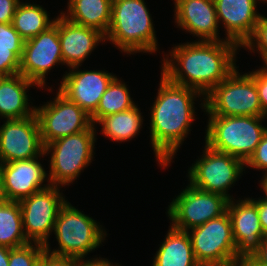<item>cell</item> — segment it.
<instances>
[{"mask_svg":"<svg viewBox=\"0 0 267 266\" xmlns=\"http://www.w3.org/2000/svg\"><path fill=\"white\" fill-rule=\"evenodd\" d=\"M197 40L172 47L169 55L163 57L160 74L174 84L196 89L206 96L238 68L236 54L241 47L225 39Z\"/></svg>","mask_w":267,"mask_h":266,"instance_id":"obj_1","label":"cell"},{"mask_svg":"<svg viewBox=\"0 0 267 266\" xmlns=\"http://www.w3.org/2000/svg\"><path fill=\"white\" fill-rule=\"evenodd\" d=\"M158 94L150 110V142L160 168H167L191 131L195 118L194 101L205 96L196 89L170 82L161 74Z\"/></svg>","mask_w":267,"mask_h":266,"instance_id":"obj_2","label":"cell"},{"mask_svg":"<svg viewBox=\"0 0 267 266\" xmlns=\"http://www.w3.org/2000/svg\"><path fill=\"white\" fill-rule=\"evenodd\" d=\"M152 21L144 0H112L111 23L105 40L128 55L155 53L158 40Z\"/></svg>","mask_w":267,"mask_h":266,"instance_id":"obj_3","label":"cell"},{"mask_svg":"<svg viewBox=\"0 0 267 266\" xmlns=\"http://www.w3.org/2000/svg\"><path fill=\"white\" fill-rule=\"evenodd\" d=\"M205 144L246 163L267 131L264 116H208Z\"/></svg>","mask_w":267,"mask_h":266,"instance_id":"obj_4","label":"cell"},{"mask_svg":"<svg viewBox=\"0 0 267 266\" xmlns=\"http://www.w3.org/2000/svg\"><path fill=\"white\" fill-rule=\"evenodd\" d=\"M53 233L59 248L51 250L50 244H45V251L73 259L87 257L88 253L101 246L108 235L99 222L76 209L69 201L61 207Z\"/></svg>","mask_w":267,"mask_h":266,"instance_id":"obj_5","label":"cell"},{"mask_svg":"<svg viewBox=\"0 0 267 266\" xmlns=\"http://www.w3.org/2000/svg\"><path fill=\"white\" fill-rule=\"evenodd\" d=\"M95 127L92 124L85 131L57 139L45 145V154H50L48 173L50 185L61 188L70 185L92 163L97 140Z\"/></svg>","mask_w":267,"mask_h":266,"instance_id":"obj_6","label":"cell"},{"mask_svg":"<svg viewBox=\"0 0 267 266\" xmlns=\"http://www.w3.org/2000/svg\"><path fill=\"white\" fill-rule=\"evenodd\" d=\"M237 69L205 96L208 116H264L255 80Z\"/></svg>","mask_w":267,"mask_h":266,"instance_id":"obj_7","label":"cell"},{"mask_svg":"<svg viewBox=\"0 0 267 266\" xmlns=\"http://www.w3.org/2000/svg\"><path fill=\"white\" fill-rule=\"evenodd\" d=\"M187 232L194 257L200 266H235L241 261L236 255L228 212Z\"/></svg>","mask_w":267,"mask_h":266,"instance_id":"obj_8","label":"cell"},{"mask_svg":"<svg viewBox=\"0 0 267 266\" xmlns=\"http://www.w3.org/2000/svg\"><path fill=\"white\" fill-rule=\"evenodd\" d=\"M203 155L188 169V182L202 191L217 193L232 200L228 190L241 178L245 163L227 153L204 145ZM232 185V186H231Z\"/></svg>","mask_w":267,"mask_h":266,"instance_id":"obj_9","label":"cell"},{"mask_svg":"<svg viewBox=\"0 0 267 266\" xmlns=\"http://www.w3.org/2000/svg\"><path fill=\"white\" fill-rule=\"evenodd\" d=\"M229 199L225 196L202 191L188 184L167 208L171 226L189 231L227 212Z\"/></svg>","mask_w":267,"mask_h":266,"instance_id":"obj_10","label":"cell"},{"mask_svg":"<svg viewBox=\"0 0 267 266\" xmlns=\"http://www.w3.org/2000/svg\"><path fill=\"white\" fill-rule=\"evenodd\" d=\"M59 186L49 185L19 201L23 231L30 243L49 244L61 207L67 202Z\"/></svg>","mask_w":267,"mask_h":266,"instance_id":"obj_11","label":"cell"},{"mask_svg":"<svg viewBox=\"0 0 267 266\" xmlns=\"http://www.w3.org/2000/svg\"><path fill=\"white\" fill-rule=\"evenodd\" d=\"M35 115L44 146L57 139L85 131L92 125L90 115L59 90L53 101L35 106Z\"/></svg>","mask_w":267,"mask_h":266,"instance_id":"obj_12","label":"cell"},{"mask_svg":"<svg viewBox=\"0 0 267 266\" xmlns=\"http://www.w3.org/2000/svg\"><path fill=\"white\" fill-rule=\"evenodd\" d=\"M57 64L64 65L58 27L55 24L24 41L19 74L34 82L40 89L47 85L46 75Z\"/></svg>","mask_w":267,"mask_h":266,"instance_id":"obj_13","label":"cell"},{"mask_svg":"<svg viewBox=\"0 0 267 266\" xmlns=\"http://www.w3.org/2000/svg\"><path fill=\"white\" fill-rule=\"evenodd\" d=\"M0 126V164L34 159L45 151L36 115L3 120Z\"/></svg>","mask_w":267,"mask_h":266,"instance_id":"obj_14","label":"cell"},{"mask_svg":"<svg viewBox=\"0 0 267 266\" xmlns=\"http://www.w3.org/2000/svg\"><path fill=\"white\" fill-rule=\"evenodd\" d=\"M79 67H72L63 75L58 90L91 116L116 75L105 70H81Z\"/></svg>","mask_w":267,"mask_h":266,"instance_id":"obj_15","label":"cell"},{"mask_svg":"<svg viewBox=\"0 0 267 266\" xmlns=\"http://www.w3.org/2000/svg\"><path fill=\"white\" fill-rule=\"evenodd\" d=\"M239 199L229 200L227 212L231 220L236 255L241 260H246L260 249L266 236L260 225L256 204L250 197Z\"/></svg>","mask_w":267,"mask_h":266,"instance_id":"obj_16","label":"cell"},{"mask_svg":"<svg viewBox=\"0 0 267 266\" xmlns=\"http://www.w3.org/2000/svg\"><path fill=\"white\" fill-rule=\"evenodd\" d=\"M1 164L3 190L6 200L20 201L50 185L48 173L40 163V157ZM44 184V182H46Z\"/></svg>","mask_w":267,"mask_h":266,"instance_id":"obj_17","label":"cell"},{"mask_svg":"<svg viewBox=\"0 0 267 266\" xmlns=\"http://www.w3.org/2000/svg\"><path fill=\"white\" fill-rule=\"evenodd\" d=\"M176 26L199 41H224L220 38L214 0H174Z\"/></svg>","mask_w":267,"mask_h":266,"instance_id":"obj_18","label":"cell"},{"mask_svg":"<svg viewBox=\"0 0 267 266\" xmlns=\"http://www.w3.org/2000/svg\"><path fill=\"white\" fill-rule=\"evenodd\" d=\"M58 27L63 63L69 68L81 66L101 42H106L100 31L76 24L61 13L55 18Z\"/></svg>","mask_w":267,"mask_h":266,"instance_id":"obj_19","label":"cell"},{"mask_svg":"<svg viewBox=\"0 0 267 266\" xmlns=\"http://www.w3.org/2000/svg\"><path fill=\"white\" fill-rule=\"evenodd\" d=\"M259 0H214L219 25H224L225 40L240 47L252 36L262 14L257 12Z\"/></svg>","mask_w":267,"mask_h":266,"instance_id":"obj_20","label":"cell"},{"mask_svg":"<svg viewBox=\"0 0 267 266\" xmlns=\"http://www.w3.org/2000/svg\"><path fill=\"white\" fill-rule=\"evenodd\" d=\"M34 82L21 74L0 77V118L5 120L24 119L35 114V106L29 105L28 89Z\"/></svg>","mask_w":267,"mask_h":266,"instance_id":"obj_21","label":"cell"},{"mask_svg":"<svg viewBox=\"0 0 267 266\" xmlns=\"http://www.w3.org/2000/svg\"><path fill=\"white\" fill-rule=\"evenodd\" d=\"M169 227L153 257L152 266H200L194 257L188 232Z\"/></svg>","mask_w":267,"mask_h":266,"instance_id":"obj_22","label":"cell"},{"mask_svg":"<svg viewBox=\"0 0 267 266\" xmlns=\"http://www.w3.org/2000/svg\"><path fill=\"white\" fill-rule=\"evenodd\" d=\"M66 19L86 27L94 28L106 35L111 23L112 0H69Z\"/></svg>","mask_w":267,"mask_h":266,"instance_id":"obj_23","label":"cell"},{"mask_svg":"<svg viewBox=\"0 0 267 266\" xmlns=\"http://www.w3.org/2000/svg\"><path fill=\"white\" fill-rule=\"evenodd\" d=\"M138 105L131 109L102 117L97 124L102 125L101 134L113 142H125L137 137L143 124Z\"/></svg>","mask_w":267,"mask_h":266,"instance_id":"obj_24","label":"cell"},{"mask_svg":"<svg viewBox=\"0 0 267 266\" xmlns=\"http://www.w3.org/2000/svg\"><path fill=\"white\" fill-rule=\"evenodd\" d=\"M47 10L42 5L20 2L12 19V26L26 41L39 33L46 31L54 24V19L49 18Z\"/></svg>","mask_w":267,"mask_h":266,"instance_id":"obj_25","label":"cell"},{"mask_svg":"<svg viewBox=\"0 0 267 266\" xmlns=\"http://www.w3.org/2000/svg\"><path fill=\"white\" fill-rule=\"evenodd\" d=\"M29 243L23 231L19 201L0 202V246L17 248Z\"/></svg>","mask_w":267,"mask_h":266,"instance_id":"obj_26","label":"cell"},{"mask_svg":"<svg viewBox=\"0 0 267 266\" xmlns=\"http://www.w3.org/2000/svg\"><path fill=\"white\" fill-rule=\"evenodd\" d=\"M135 105L127 85L116 76L102 95L96 111L90 116L91 122L96 125L102 117L126 111Z\"/></svg>","mask_w":267,"mask_h":266,"instance_id":"obj_27","label":"cell"},{"mask_svg":"<svg viewBox=\"0 0 267 266\" xmlns=\"http://www.w3.org/2000/svg\"><path fill=\"white\" fill-rule=\"evenodd\" d=\"M45 247L39 243H29L9 251V266H38Z\"/></svg>","mask_w":267,"mask_h":266,"instance_id":"obj_28","label":"cell"},{"mask_svg":"<svg viewBox=\"0 0 267 266\" xmlns=\"http://www.w3.org/2000/svg\"><path fill=\"white\" fill-rule=\"evenodd\" d=\"M24 40L11 23H0V49L11 50L20 60L23 54Z\"/></svg>","mask_w":267,"mask_h":266,"instance_id":"obj_29","label":"cell"},{"mask_svg":"<svg viewBox=\"0 0 267 266\" xmlns=\"http://www.w3.org/2000/svg\"><path fill=\"white\" fill-rule=\"evenodd\" d=\"M252 53L267 54V17L261 15L252 36L242 46ZM256 49V50H255Z\"/></svg>","mask_w":267,"mask_h":266,"instance_id":"obj_30","label":"cell"},{"mask_svg":"<svg viewBox=\"0 0 267 266\" xmlns=\"http://www.w3.org/2000/svg\"><path fill=\"white\" fill-rule=\"evenodd\" d=\"M248 167L263 170L264 175H267V131L257 145L253 155L245 163V169Z\"/></svg>","mask_w":267,"mask_h":266,"instance_id":"obj_31","label":"cell"},{"mask_svg":"<svg viewBox=\"0 0 267 266\" xmlns=\"http://www.w3.org/2000/svg\"><path fill=\"white\" fill-rule=\"evenodd\" d=\"M20 59L9 49H0V77L19 74Z\"/></svg>","mask_w":267,"mask_h":266,"instance_id":"obj_32","label":"cell"},{"mask_svg":"<svg viewBox=\"0 0 267 266\" xmlns=\"http://www.w3.org/2000/svg\"><path fill=\"white\" fill-rule=\"evenodd\" d=\"M247 73L255 80L261 108L264 112V117H267V75L262 73L259 69Z\"/></svg>","mask_w":267,"mask_h":266,"instance_id":"obj_33","label":"cell"},{"mask_svg":"<svg viewBox=\"0 0 267 266\" xmlns=\"http://www.w3.org/2000/svg\"><path fill=\"white\" fill-rule=\"evenodd\" d=\"M20 0H0V23H12Z\"/></svg>","mask_w":267,"mask_h":266,"instance_id":"obj_34","label":"cell"},{"mask_svg":"<svg viewBox=\"0 0 267 266\" xmlns=\"http://www.w3.org/2000/svg\"><path fill=\"white\" fill-rule=\"evenodd\" d=\"M38 266H74V259L51 255L45 251L39 260Z\"/></svg>","mask_w":267,"mask_h":266,"instance_id":"obj_35","label":"cell"},{"mask_svg":"<svg viewBox=\"0 0 267 266\" xmlns=\"http://www.w3.org/2000/svg\"><path fill=\"white\" fill-rule=\"evenodd\" d=\"M257 206L259 220L264 235L267 237V202L264 201L261 196L258 198H250ZM256 199V200H255Z\"/></svg>","mask_w":267,"mask_h":266,"instance_id":"obj_36","label":"cell"},{"mask_svg":"<svg viewBox=\"0 0 267 266\" xmlns=\"http://www.w3.org/2000/svg\"><path fill=\"white\" fill-rule=\"evenodd\" d=\"M74 266H119L118 263L113 264L106 258L96 257L91 259H74Z\"/></svg>","mask_w":267,"mask_h":266,"instance_id":"obj_37","label":"cell"},{"mask_svg":"<svg viewBox=\"0 0 267 266\" xmlns=\"http://www.w3.org/2000/svg\"><path fill=\"white\" fill-rule=\"evenodd\" d=\"M250 259L257 266H267V237L263 239L260 249Z\"/></svg>","mask_w":267,"mask_h":266,"instance_id":"obj_38","label":"cell"},{"mask_svg":"<svg viewBox=\"0 0 267 266\" xmlns=\"http://www.w3.org/2000/svg\"><path fill=\"white\" fill-rule=\"evenodd\" d=\"M11 248L0 246V266H9V251Z\"/></svg>","mask_w":267,"mask_h":266,"instance_id":"obj_39","label":"cell"},{"mask_svg":"<svg viewBox=\"0 0 267 266\" xmlns=\"http://www.w3.org/2000/svg\"><path fill=\"white\" fill-rule=\"evenodd\" d=\"M261 182H260V184H259V186L261 187V189L263 190V191H261V192H263L264 193V196H262L261 198L264 200V201H266L267 202V175H263V177H262V179L260 180Z\"/></svg>","mask_w":267,"mask_h":266,"instance_id":"obj_40","label":"cell"},{"mask_svg":"<svg viewBox=\"0 0 267 266\" xmlns=\"http://www.w3.org/2000/svg\"><path fill=\"white\" fill-rule=\"evenodd\" d=\"M262 62H263V66L261 68H259V70L267 75V54H259Z\"/></svg>","mask_w":267,"mask_h":266,"instance_id":"obj_41","label":"cell"},{"mask_svg":"<svg viewBox=\"0 0 267 266\" xmlns=\"http://www.w3.org/2000/svg\"><path fill=\"white\" fill-rule=\"evenodd\" d=\"M6 200L4 196L3 190V178H2V171H1V164H0V202Z\"/></svg>","mask_w":267,"mask_h":266,"instance_id":"obj_42","label":"cell"},{"mask_svg":"<svg viewBox=\"0 0 267 266\" xmlns=\"http://www.w3.org/2000/svg\"><path fill=\"white\" fill-rule=\"evenodd\" d=\"M235 266H257L251 259L241 260Z\"/></svg>","mask_w":267,"mask_h":266,"instance_id":"obj_43","label":"cell"},{"mask_svg":"<svg viewBox=\"0 0 267 266\" xmlns=\"http://www.w3.org/2000/svg\"><path fill=\"white\" fill-rule=\"evenodd\" d=\"M259 1L267 4V0H259Z\"/></svg>","mask_w":267,"mask_h":266,"instance_id":"obj_44","label":"cell"}]
</instances>
